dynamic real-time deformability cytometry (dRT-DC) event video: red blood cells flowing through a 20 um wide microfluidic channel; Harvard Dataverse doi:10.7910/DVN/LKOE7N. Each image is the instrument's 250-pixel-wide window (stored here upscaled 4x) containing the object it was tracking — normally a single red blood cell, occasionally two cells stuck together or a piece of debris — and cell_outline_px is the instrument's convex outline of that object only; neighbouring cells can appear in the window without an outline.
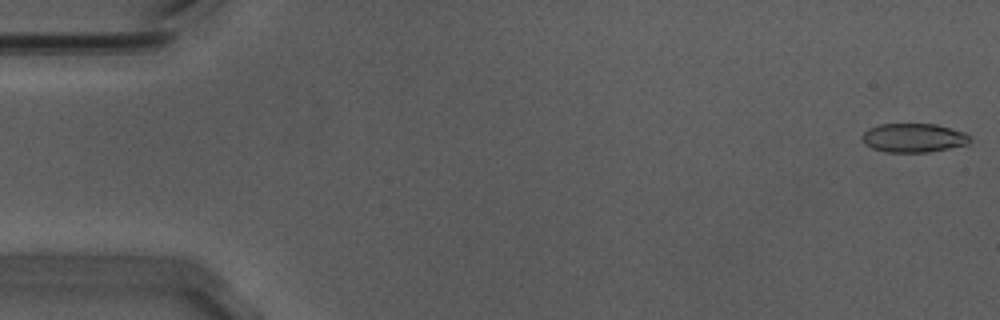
{"species": "Egyptian fruit bat (a non-hibernating species)", "species_latin": "Rousettus aegyptiacus", "temperature_condition": "warm", "stored_images_in_passage": 45, "camera_frame_rate_fps": 3000, "um_per_image_px": 0.085, "animal": {"sex": "male"}, "frame": {"image": 1, "passage_image": 1, "time_ms": 0.0, "image_size_px": [1000, 320], "cell_outline_px": [[972, 140], [968, 144], [928, 152], [884, 152], [872, 148], [864, 144], [860, 140], [860, 136], [868, 128], [880, 124], [936, 124], [964, 132], [972, 136]], "centroid_in_image_um": [77.63, 11.72], "position_along_channel_um": 7.4, "area_um2": 18.38}}
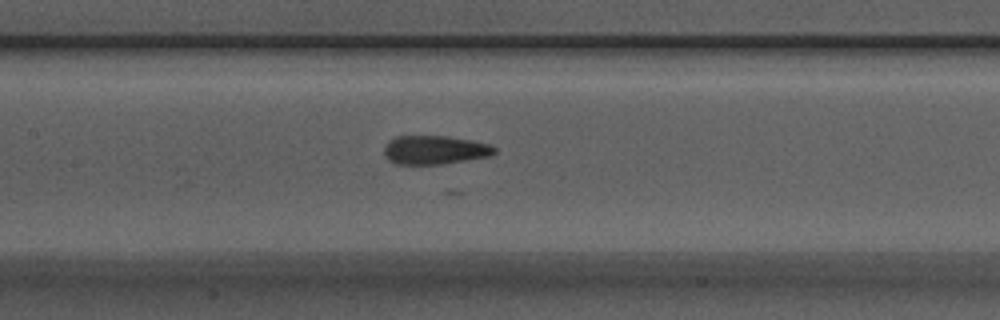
{"frame": {"image": 2, "passage_image": 26, "time_ms": 8.333, "image_size_px": [1000, 320], "cell_outline_px": [[496, 152], [488, 156], [444, 164], [396, 164], [388, 160], [384, 156], [384, 148], [388, 140], [396, 136], [448, 136], [472, 140], [488, 144], [496, 148]], "centroid_in_image_um": [36.91, 12.74], "position_along_channel_um": 170.5, "area_um2": 18.55}}
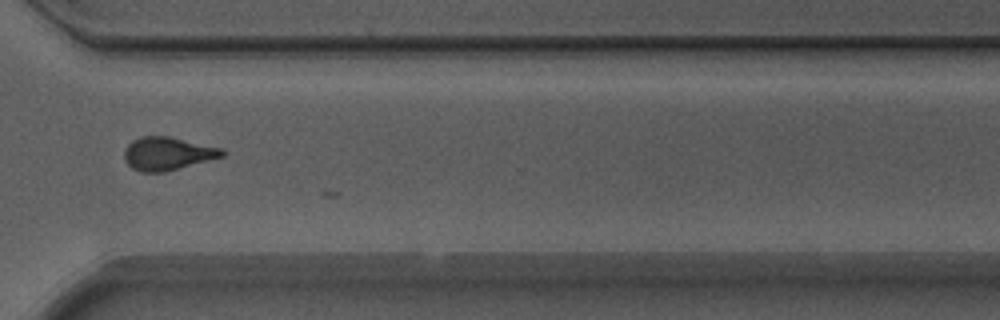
{"frame": {"image": 3, "passage_image": 41, "time_ms": 13.333, "image_size_px": [1000, 320], "cell_outline_px": [[224, 156], [164, 172], [140, 172], [132, 168], [124, 160], [124, 148], [132, 140], [140, 136], [168, 136], [224, 148]], "centroid_in_image_um": [14.22, 13.05], "position_along_channel_um": 356.4, "area_um2": 18.96}}